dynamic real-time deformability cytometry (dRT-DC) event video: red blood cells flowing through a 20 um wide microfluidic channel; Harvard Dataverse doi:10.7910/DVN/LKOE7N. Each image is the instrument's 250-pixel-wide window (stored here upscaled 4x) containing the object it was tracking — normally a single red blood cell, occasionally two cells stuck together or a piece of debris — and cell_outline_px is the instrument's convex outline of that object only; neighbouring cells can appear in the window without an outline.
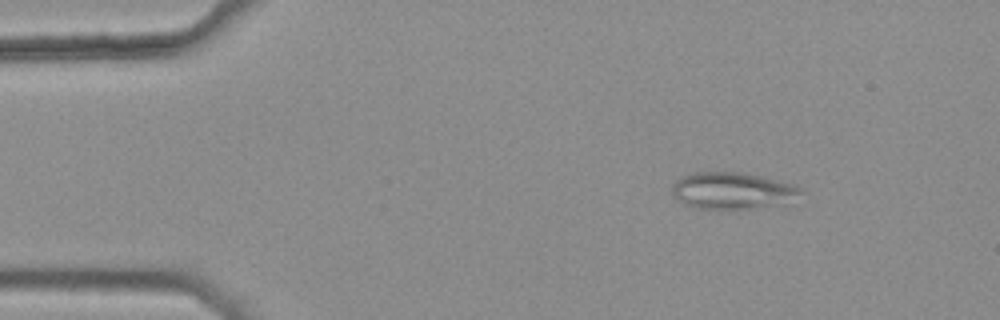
{"species": "common noctule bat (a hibernating species)", "species_latin": "Nyctalus noctula", "temperature_condition": "warm", "stored_images_in_passage": 4, "camera_frame_rate_fps": 3000, "um_per_image_px": 0.085, "animal": {"sex": "female", "body_mass_g": 25.1}, "frame": {"image": 1, "passage_image": 1, "time_ms": 0.0, "image_size_px": [1000, 320], "cell_outline_px": [[804, 192], [788, 204], [748, 208], [696, 208], [684, 204], [672, 192], [672, 184], [680, 176], [692, 172], [744, 172], [792, 184], [804, 188]], "centroid_in_image_um": [62.29, 16.19], "position_along_channel_um": 22.7, "area_um2": 27.63}}